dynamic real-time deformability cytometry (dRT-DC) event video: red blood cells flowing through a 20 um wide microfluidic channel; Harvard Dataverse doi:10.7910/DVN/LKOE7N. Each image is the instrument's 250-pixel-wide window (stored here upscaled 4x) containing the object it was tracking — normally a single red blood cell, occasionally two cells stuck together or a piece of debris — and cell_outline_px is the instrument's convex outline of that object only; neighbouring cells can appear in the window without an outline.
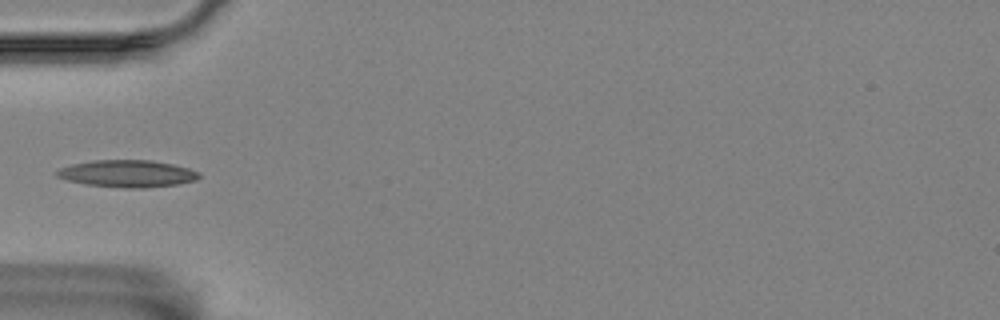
{"species": "Egyptian fruit bat (a non-hibernating species)", "species_latin": "Rousettus aegyptiacus", "temperature_condition": "room temperature", "stored_images_in_passage": 9, "camera_frame_rate_fps": 3000, "um_per_image_px": 0.085, "animal": {"sex": "female"}, "frame": {"image": 1, "passage_image": 6, "time_ms": 6.0, "image_size_px": [1000, 320], "cell_outline_px": [[200, 176], [196, 180], [176, 184], [144, 188], [124, 188], [84, 184], [68, 180], [56, 176], [56, 172], [60, 168], [72, 164], [96, 160], [152, 160], [172, 164], [188, 168], [200, 172]], "centroid_in_image_um": [10.83, 14.76], "position_along_channel_um": 74.2, "area_um2": 22.37}}
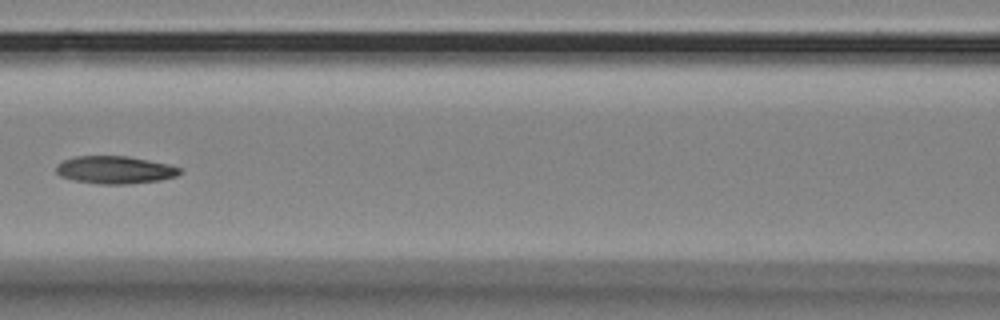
{"frame": {"image": 2, "passage_image": 8, "time_ms": 8.333, "image_size_px": [1000, 320], "cell_outline_px": [[180, 172], [176, 176], [160, 180], [128, 184], [96, 184], [72, 180], [60, 176], [56, 172], [56, 164], [64, 160], [76, 156], [128, 156], [168, 164], [180, 168]], "centroid_in_image_um": [9.72, 14.44], "position_along_channel_um": 156.9, "area_um2": 19.94}}
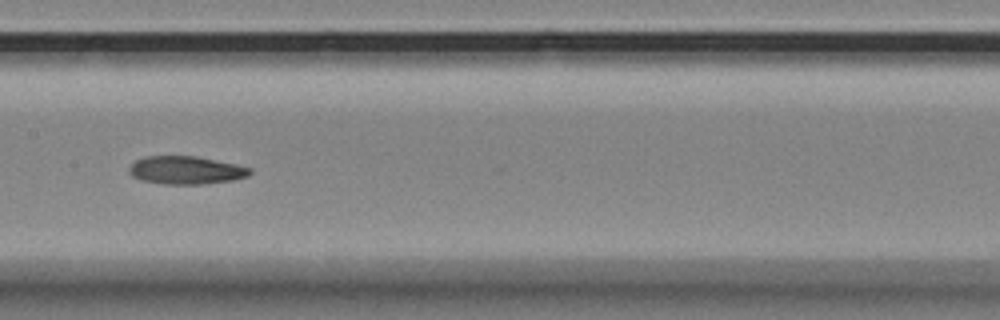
{"frame": {"image": 3, "passage_image": 9, "time_ms": 9.333, "image_size_px": [1000, 320], "cell_outline_px": [[252, 172], [248, 176], [232, 180], [204, 184], [164, 184], [140, 180], [132, 176], [128, 172], [128, 168], [136, 160], [144, 156], [196, 156], [236, 164], [252, 168]], "centroid_in_image_um": [15.79, 14.46], "position_along_channel_um": 191.6, "area_um2": 19.83}}